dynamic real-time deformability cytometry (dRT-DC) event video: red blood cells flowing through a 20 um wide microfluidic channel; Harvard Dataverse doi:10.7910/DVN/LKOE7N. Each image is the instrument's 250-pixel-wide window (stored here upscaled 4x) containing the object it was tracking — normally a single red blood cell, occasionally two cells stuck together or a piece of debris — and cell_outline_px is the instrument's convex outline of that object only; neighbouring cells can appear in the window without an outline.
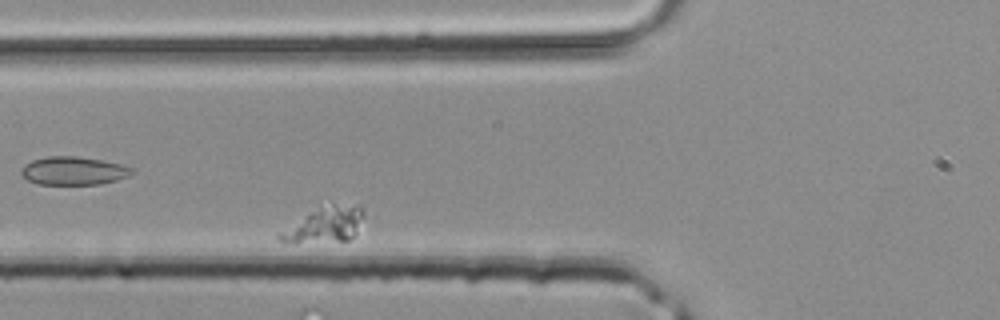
{"species": "common noctule bat (a hibernating species)", "species_latin": "Nyctalus noctula", "temperature_condition": "room temperature", "stored_images_in_passage": 40, "segment_of_instrument_passage": [2, 2], "camera_frame_rate_fps": 3000, "um_per_image_px": 0.085, "animal": {"sex": "male", "body_mass_g": 20.4}, "frame": {"image": 1, "passage_image": 16, "time_ms": 5.0, "image_size_px": [1000, 320], "cell_outline_px": [[364, 216], [356, 232], [348, 240], [284, 244], [276, 240], [276, 232], [312, 212], [332, 204], [360, 204], [364, 208]], "centroid_in_image_um": [27.55, 19.14], "position_along_channel_um": 98.2, "area_um2": 17.46}}
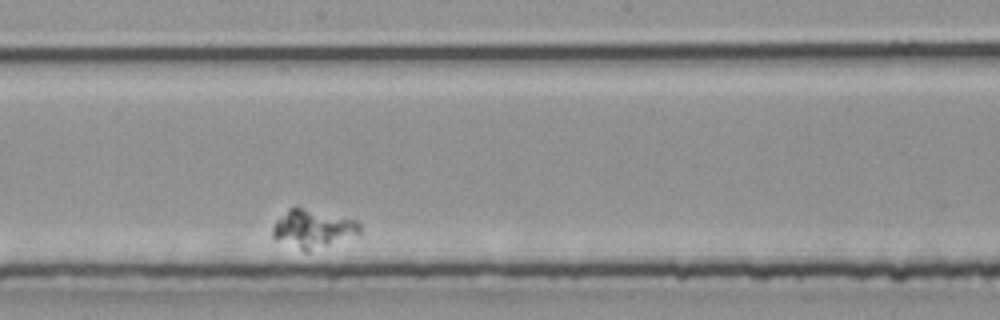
{"frame": {"image": 2, "passage_image": 25, "time_ms": 8.0, "image_size_px": [1000, 320], "cell_outline_px": [[360, 232], [308, 252], [304, 252], [272, 236], [272, 228], [276, 220], [288, 208], [304, 208], [356, 220], [360, 224]], "centroid_in_image_um": [26.55, 19.43], "position_along_channel_um": 221.7, "area_um2": 18.73}}
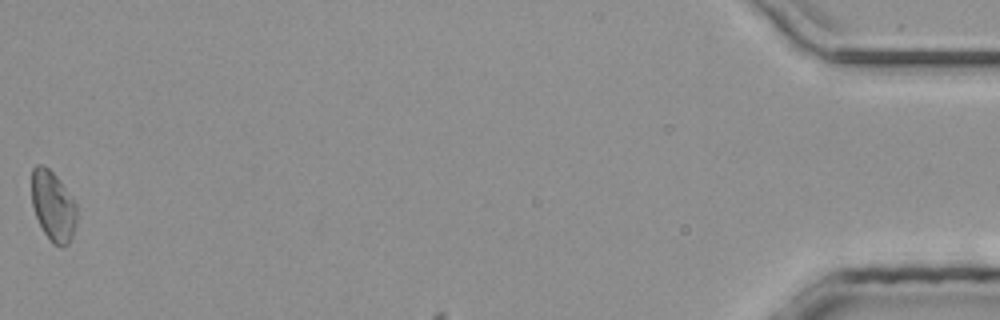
{"frame": {"image": 3, "passage_image": 40, "time_ms": 13.0, "image_size_px": [1000, 320], "cell_outline_px": [[76, 220], [72, 236], [68, 244], [64, 248], [60, 248], [52, 244], [44, 232], [36, 216], [32, 204], [32, 168], [36, 164], [44, 164], [56, 176], [76, 204]], "centroid_in_image_um": [4.5, 17.53], "position_along_channel_um": 430.7, "area_um2": 18.32}}